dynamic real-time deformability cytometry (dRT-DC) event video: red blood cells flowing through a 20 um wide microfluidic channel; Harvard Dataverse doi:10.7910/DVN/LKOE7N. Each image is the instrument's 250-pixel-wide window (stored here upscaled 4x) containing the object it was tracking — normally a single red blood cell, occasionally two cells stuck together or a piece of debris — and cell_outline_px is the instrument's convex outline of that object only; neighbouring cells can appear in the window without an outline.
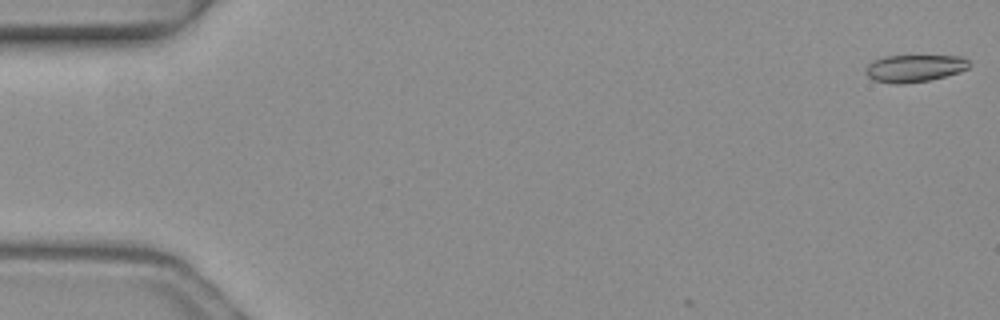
{"species": "common noctule bat (a hibernating species)", "species_latin": "Nyctalus noctula", "temperature_condition": "warm", "stored_images_in_passage": 3, "camera_frame_rate_fps": 3000, "um_per_image_px": 0.085, "animal": {"sex": "female", "body_mass_g": 19.3, "forearm_length_mm": 54.1}, "frame": {"image": 1, "passage_image": 1, "time_ms": 0.0, "image_size_px": [1000, 320], "cell_outline_px": [[968, 68], [960, 72], [928, 80], [904, 84], [900, 84], [876, 80], [868, 76], [864, 72], [868, 64], [872, 60], [884, 56], [960, 56], [968, 60]], "centroid_in_image_um": [77.71, 5.79], "position_along_channel_um": 7.3, "area_um2": 16.24}}